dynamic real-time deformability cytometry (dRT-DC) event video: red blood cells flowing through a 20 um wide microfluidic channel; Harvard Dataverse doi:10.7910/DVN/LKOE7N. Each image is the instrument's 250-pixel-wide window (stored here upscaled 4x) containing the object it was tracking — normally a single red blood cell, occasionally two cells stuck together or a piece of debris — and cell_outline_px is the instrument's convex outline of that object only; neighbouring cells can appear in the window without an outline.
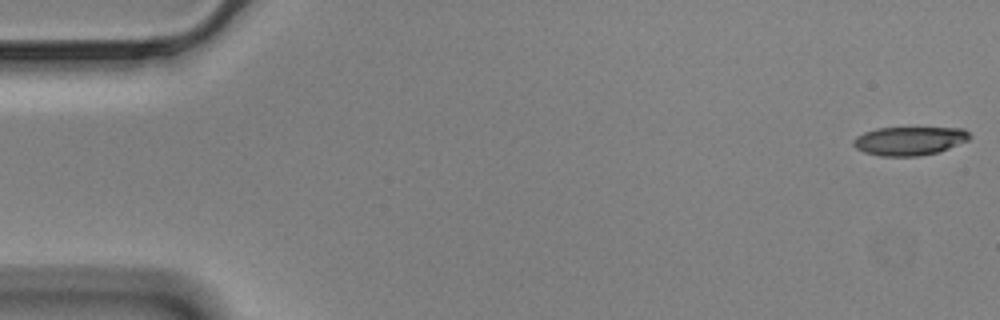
{"species": "Egyptian fruit bat (a non-hibernating species)", "species_latin": "Rousettus aegyptiacus", "temperature_condition": "cold", "stored_images_in_passage": 57, "camera_frame_rate_fps": 3000, "um_per_image_px": 0.085, "animal": {"sex": "male"}, "frame": {"image": 1, "passage_image": 1, "time_ms": 0.0, "image_size_px": [1000, 320], "cell_outline_px": [[972, 136], [968, 140], [948, 148], [936, 152], [920, 156], [880, 156], [864, 152], [856, 148], [852, 144], [852, 140], [856, 136], [864, 132], [876, 128], [964, 128]], "centroid_in_image_um": [77.27, 11.97], "position_along_channel_um": 7.7, "area_um2": 19.36}}
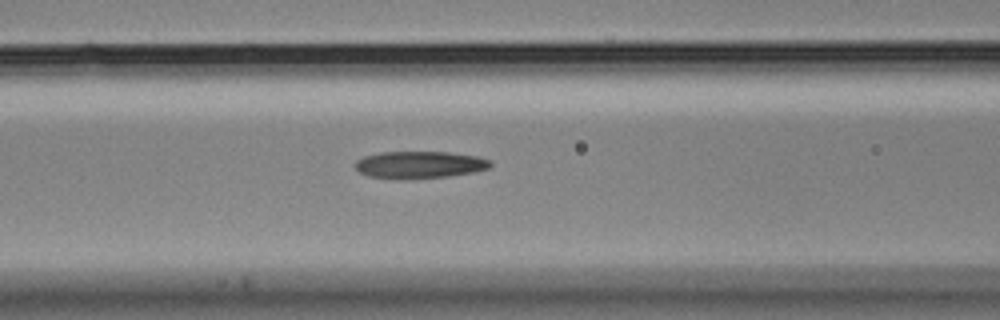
{"frame": {"image": 2, "passage_image": 23, "time_ms": 7.333, "image_size_px": [1000, 320], "cell_outline_px": [[492, 164], [488, 168], [476, 172], [448, 176], [400, 180], [368, 176], [360, 172], [352, 164], [356, 160], [364, 156], [380, 152], [448, 152], [476, 156], [492, 160]], "centroid_in_image_um": [35.64, 14.01], "position_along_channel_um": 131.0, "area_um2": 21.68}}
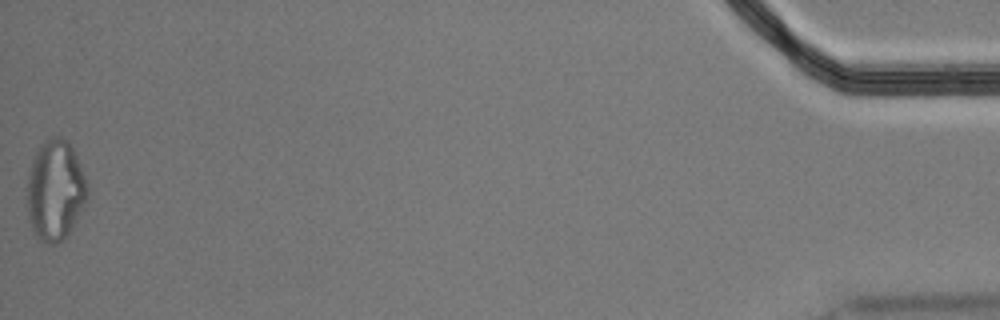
{"frame": {"image": 3, "passage_image": 57, "time_ms": 18.667, "image_size_px": [1000, 320], "cell_outline_px": [[88, 196], [84, 208], [68, 236], [52, 244], [48, 244], [40, 240], [36, 236], [32, 228], [28, 212], [28, 172], [32, 160], [40, 144], [48, 136], [60, 136], [68, 140], [76, 156], [88, 184]], "centroid_in_image_um": [4.72, 16.16], "position_along_channel_um": 430.5, "area_um2": 35.49}, "authors_computed_cell_mechanics": {"area_um2": 21.6172, "velocity_mm_per_s": 3.5003, "shape_relaxation_time_tau1_ms": null, "shape_relaxation_time_tau2_ms": 6.2088, "deformation_change_tau1": null, "deformation_change_tau2": 0.1729}}